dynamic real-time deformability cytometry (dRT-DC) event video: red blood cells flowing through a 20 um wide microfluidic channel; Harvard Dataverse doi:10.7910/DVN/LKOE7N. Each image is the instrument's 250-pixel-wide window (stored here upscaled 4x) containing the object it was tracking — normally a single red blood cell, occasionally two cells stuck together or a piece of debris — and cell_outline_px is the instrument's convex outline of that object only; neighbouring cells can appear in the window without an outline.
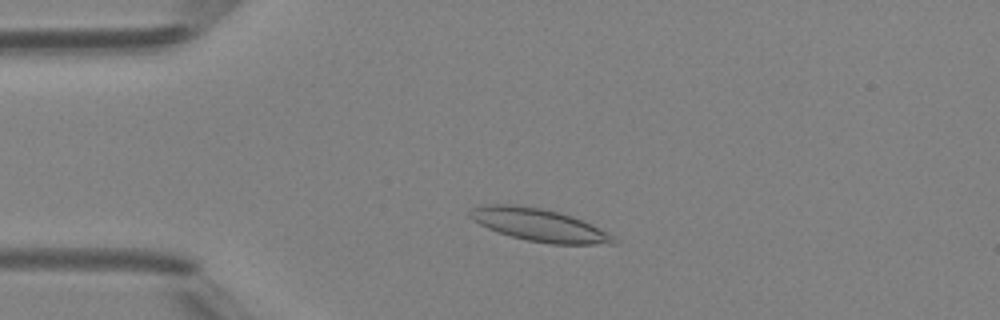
{"species": "Egyptian fruit bat (a non-hibernating species)", "species_latin": "Rousettus aegyptiacus", "temperature_condition": "room temperature", "stored_images_in_passage": 39, "camera_frame_rate_fps": 3000, "um_per_image_px": 0.085, "animal": {"sex": "female"}, "frame": {"image": 1, "passage_image": 2, "time_ms": 0.333, "image_size_px": [1000, 320], "cell_outline_px": [[620, 244], [552, 244], [528, 240], [496, 232], [472, 220], [468, 216], [468, 212], [472, 208], [488, 204], [516, 204], [540, 208], [560, 212], [572, 216], [592, 224], [616, 236], [620, 240]], "centroid_in_image_um": [45.88, 19.13], "position_along_channel_um": 39.1, "area_um2": 27.57}}
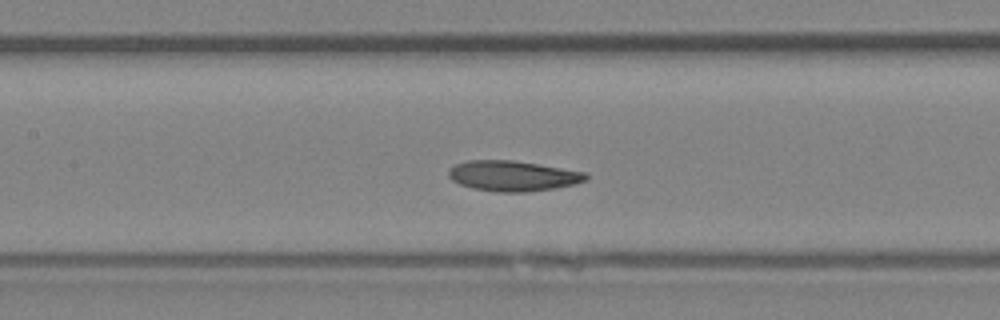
{"frame": {"image": 2, "passage_image": 13, "time_ms": 4.0, "image_size_px": [1000, 320], "cell_outline_px": [[588, 180], [576, 184], [556, 188], [528, 192], [496, 192], [472, 188], [460, 184], [452, 180], [448, 176], [448, 168], [456, 164], [468, 160], [512, 160], [584, 172], [588, 176]], "centroid_in_image_um": [43.57, 14.96], "position_along_channel_um": 163.8, "area_um2": 24.33}}
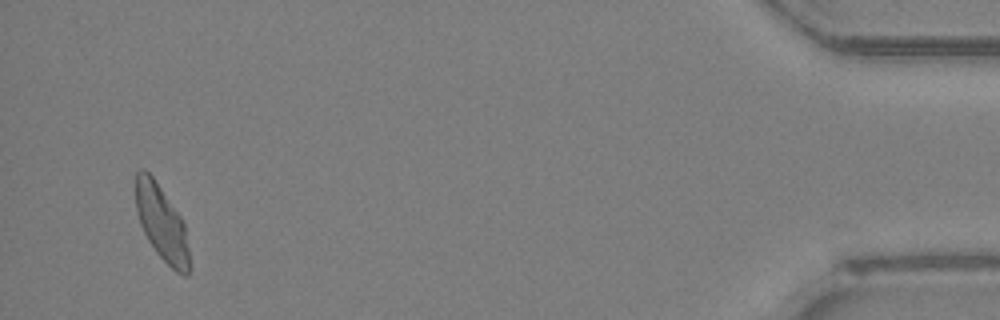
{"frame": {"image": 3, "passage_image": 37, "time_ms": 12.0, "image_size_px": [1000, 320], "cell_outline_px": [[188, 276], [184, 276], [176, 272], [156, 252], [148, 240], [140, 224], [136, 212], [136, 172], [140, 168], [144, 168], [152, 176], [180, 216], [184, 224], [188, 248]], "centroid_in_image_um": [13.71, 18.94], "position_along_channel_um": 421.5, "area_um2": 23.06}, "authors_computed_cell_mechanics": {"area_um2": 23.987, "velocity_mm_per_s": 4.2465, "shape_relaxation_time_tau1_ms": null, "shape_relaxation_time_tau2_ms": 2.8226, "deformation_change_tau1": null, "deformation_change_tau2": 0.0868}}